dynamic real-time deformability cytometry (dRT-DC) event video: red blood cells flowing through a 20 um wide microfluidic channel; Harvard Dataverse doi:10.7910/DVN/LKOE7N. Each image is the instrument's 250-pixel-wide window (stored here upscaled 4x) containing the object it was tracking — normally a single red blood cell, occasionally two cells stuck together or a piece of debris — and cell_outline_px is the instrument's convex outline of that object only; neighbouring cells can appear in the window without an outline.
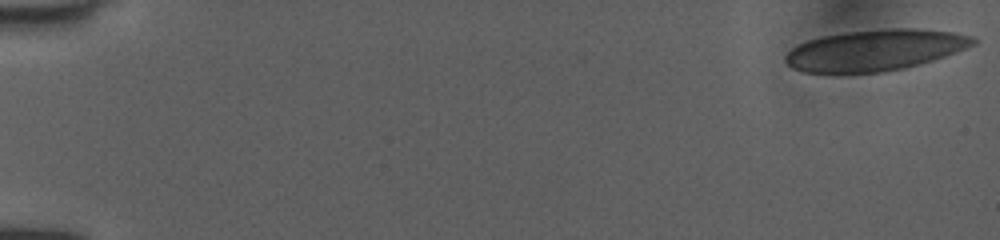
{"species": "human", "species_latin": "Homo sapiens", "temperature_condition": "room temperature", "stored_images_in_passage": 52, "camera_frame_rate_fps": 3000, "um_per_image_px": 0.085, "donor": {"sex": "female"}, "frame": {"image": 1, "passage_image": 1, "time_ms": 0.0, "image_size_px": [1000, 240], "cell_outline_px": [[976, 44], [944, 56], [932, 60], [904, 68], [880, 72], [804, 72], [792, 68], [784, 60], [784, 56], [792, 48], [808, 40], [824, 36], [844, 32], [884, 28], [912, 28], [952, 32], [972, 36], [976, 40]], "centroid_in_image_um": [74.37, 4.25], "position_along_channel_um": 10.6, "area_um2": 44.56}}
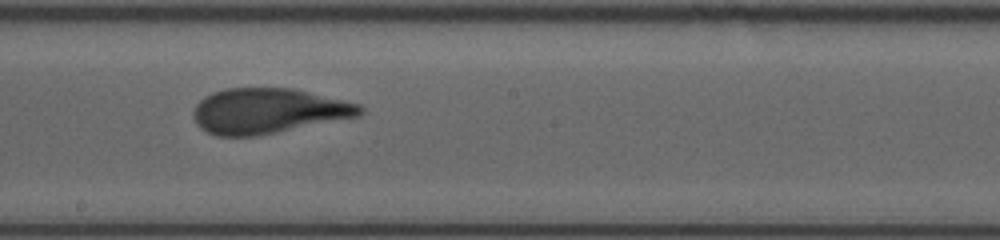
{"frame": {"image": 2, "passage_image": 30, "time_ms": 9.667, "image_size_px": [1000, 240], "cell_outline_px": [[364, 112], [360, 116], [256, 136], [216, 136], [200, 128], [196, 124], [192, 112], [196, 104], [204, 96], [212, 92], [224, 88], [292, 88], [360, 104], [364, 108]], "centroid_in_image_um": [22.77, 9.43], "position_along_channel_um": 225.4, "area_um2": 43.99}}
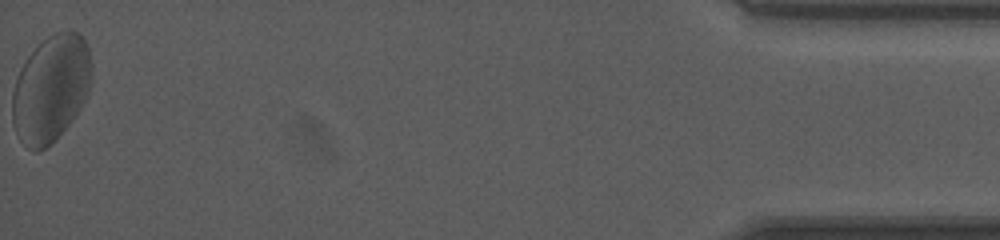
{"frame": {"image": 3, "passage_image": 52, "time_ms": 17.0, "image_size_px": [1000, 240], "cell_outline_px": [[92, 76], [88, 92], [80, 108], [56, 140], [44, 148], [36, 152], [28, 148], [20, 140], [12, 124], [12, 92], [20, 68], [28, 56], [48, 36], [56, 32], [80, 32], [88, 48], [92, 64]], "centroid_in_image_um": [4.32, 7.55], "position_along_channel_um": 430.9, "area_um2": 49.19}, "authors_computed_cell_mechanics": {"area_um2": 44.8239, "velocity_mm_per_s": 3.9693, "shape_relaxation_time_tau1_ms": 7.0574, "shape_relaxation_time_tau2_ms": 0.7261, "deformation_change_tau1": 0.1847, "deformation_change_tau2": 0.0752}}